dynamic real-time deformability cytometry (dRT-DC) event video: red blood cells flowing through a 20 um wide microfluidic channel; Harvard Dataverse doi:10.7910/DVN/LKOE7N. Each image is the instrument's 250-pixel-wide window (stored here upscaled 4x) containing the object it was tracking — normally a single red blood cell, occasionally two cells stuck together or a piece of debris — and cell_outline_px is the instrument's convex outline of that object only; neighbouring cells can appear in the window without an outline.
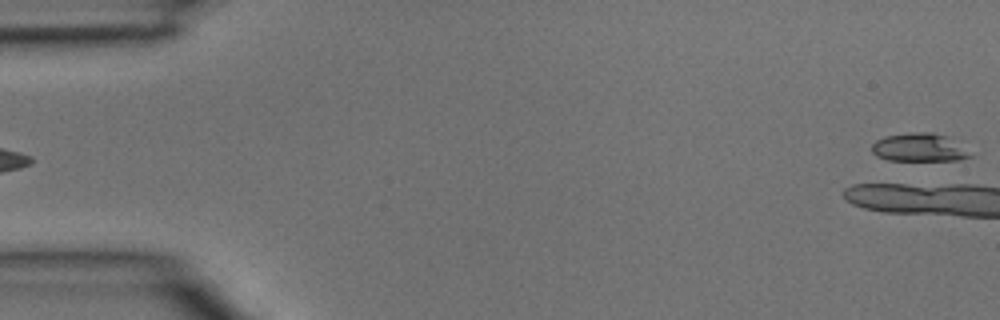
{"species": "common noctule bat (a hibernating species)", "species_latin": "Nyctalus noctula", "temperature_condition": "room temperature", "stored_images_in_passage": 5, "segment_of_instrument_passage": [2, 2], "camera_frame_rate_fps": 3000, "um_per_image_px": 0.085, "animal": {"sex": "male", "body_mass_g": 15.6}, "frame": {"image": 1, "passage_image": 5, "time_ms": 1.333, "image_size_px": [1000, 320], "cell_outline_px": [[972, 156], [960, 160], [888, 160], [876, 156], [872, 152], [872, 144], [876, 140], [884, 136], [912, 132], [932, 132], [948, 136]], "centroid_in_image_um": [78.07, 12.53], "position_along_channel_um": 6.9, "area_um2": 16.01}}